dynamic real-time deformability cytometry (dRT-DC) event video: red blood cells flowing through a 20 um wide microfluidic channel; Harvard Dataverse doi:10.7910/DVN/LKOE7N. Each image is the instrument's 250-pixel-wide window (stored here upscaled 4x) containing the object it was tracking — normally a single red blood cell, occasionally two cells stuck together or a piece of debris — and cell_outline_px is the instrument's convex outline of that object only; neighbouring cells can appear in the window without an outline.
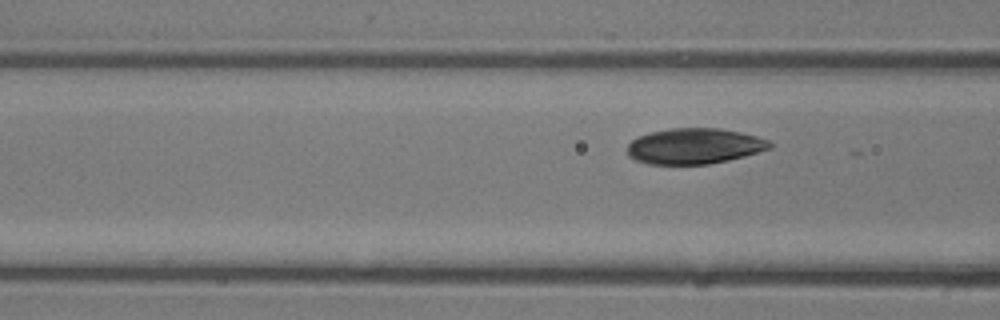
{"species": "common noctule bat (a hibernating species)", "species_latin": "Nyctalus noctula", "temperature_condition": "room temperature", "stored_images_in_passage": 5, "camera_frame_rate_fps": 3000, "um_per_image_px": 0.085, "animal": {"sex": "male", "body_mass_g": 13.3}, "frame": {"image": 1, "passage_image": 5, "time_ms": 1.333, "image_size_px": [1000, 320], "cell_outline_px": [[772, 148], [744, 156], [728, 160], [708, 164], [648, 164], [636, 160], [628, 156], [628, 144], [632, 140], [640, 136], [652, 132], [672, 128], [720, 128], [740, 132], [756, 136], [768, 140], [772, 144]], "centroid_in_image_um": [59.03, 12.42], "position_along_channel_um": 107.6, "area_um2": 29.48}}